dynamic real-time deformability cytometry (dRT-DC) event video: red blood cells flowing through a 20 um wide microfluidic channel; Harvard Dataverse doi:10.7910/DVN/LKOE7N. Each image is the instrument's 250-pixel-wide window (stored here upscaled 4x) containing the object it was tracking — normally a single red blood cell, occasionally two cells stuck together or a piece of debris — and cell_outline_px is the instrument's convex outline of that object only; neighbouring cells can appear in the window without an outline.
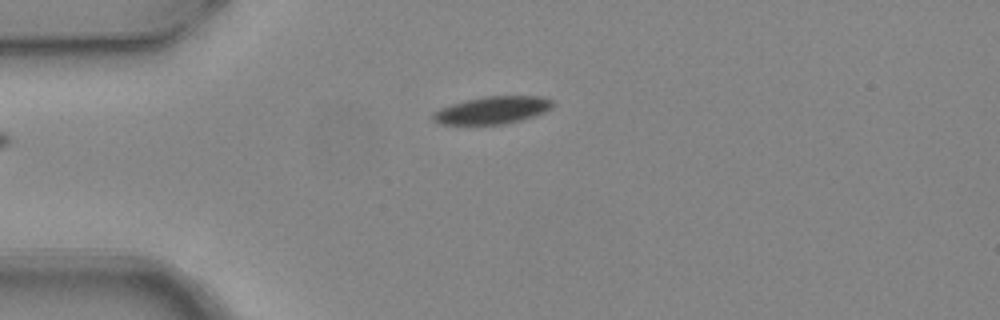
{"species": "common noctule bat (a hibernating species)", "species_latin": "Nyctalus noctula", "temperature_condition": "warm", "stored_images_in_passage": 2, "camera_frame_rate_fps": 3000, "um_per_image_px": 0.085, "animal": {"sex": "female", "body_mass_g": 24.6, "forearm_length_mm": 56.2}, "frame": {"image": 1, "passage_image": 1, "time_ms": 0.0, "image_size_px": [1000, 320], "cell_outline_px": [[556, 104], [552, 108], [544, 112], [520, 120], [504, 124], [440, 124], [432, 120], [432, 112], [440, 108], [452, 104], [484, 96], [540, 96], [552, 100]], "centroid_in_image_um": [41.86, 9.36], "position_along_channel_um": 43.1, "area_um2": 19.07}}